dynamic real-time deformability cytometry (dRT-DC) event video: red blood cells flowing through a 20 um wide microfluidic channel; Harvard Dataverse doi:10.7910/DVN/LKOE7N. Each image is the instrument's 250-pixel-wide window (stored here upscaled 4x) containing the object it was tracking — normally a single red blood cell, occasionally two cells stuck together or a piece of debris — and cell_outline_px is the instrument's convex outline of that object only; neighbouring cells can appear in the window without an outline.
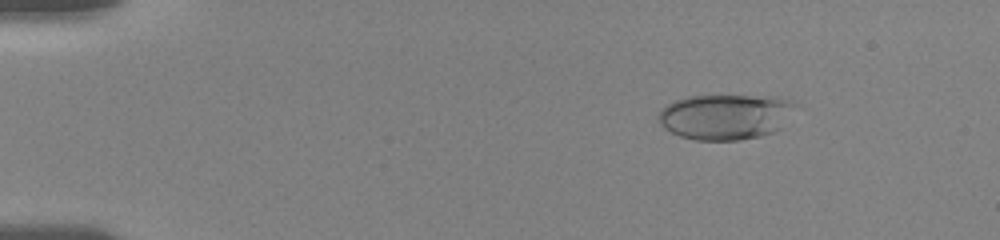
{"species": "human", "species_latin": "Homo sapiens", "temperature_condition": "room temperature", "stored_images_in_passage": 25, "camera_frame_rate_fps": 3000, "um_per_image_px": 0.085, "donor": {"sex": "female"}, "frame": {"image": 1, "passage_image": 10, "time_ms": 2.333, "image_size_px": [1000, 240], "cell_outline_px": [[796, 104], [776, 132], [760, 136], [740, 140], [696, 140], [680, 136], [664, 128], [656, 120], [660, 112], [668, 104], [676, 100], [688, 96], [772, 96], [788, 100]], "centroid_in_image_um": [61.62, 9.93], "position_along_channel_um": 23.4, "area_um2": 35.89}}
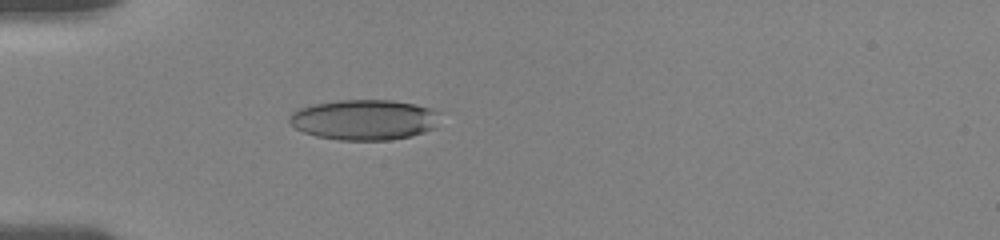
{"frame": {"image": 2, "passage_image": 23, "time_ms": 5.333, "image_size_px": [1000, 240], "cell_outline_px": [[440, 112], [436, 128], [412, 136], [388, 140], [340, 140], [316, 136], [304, 132], [296, 128], [288, 120], [288, 116], [292, 112], [300, 108], [316, 104], [340, 100], [392, 100], [432, 108]], "centroid_in_image_um": [30.99, 10.18], "position_along_channel_um": 54.0, "area_um2": 35.49}}